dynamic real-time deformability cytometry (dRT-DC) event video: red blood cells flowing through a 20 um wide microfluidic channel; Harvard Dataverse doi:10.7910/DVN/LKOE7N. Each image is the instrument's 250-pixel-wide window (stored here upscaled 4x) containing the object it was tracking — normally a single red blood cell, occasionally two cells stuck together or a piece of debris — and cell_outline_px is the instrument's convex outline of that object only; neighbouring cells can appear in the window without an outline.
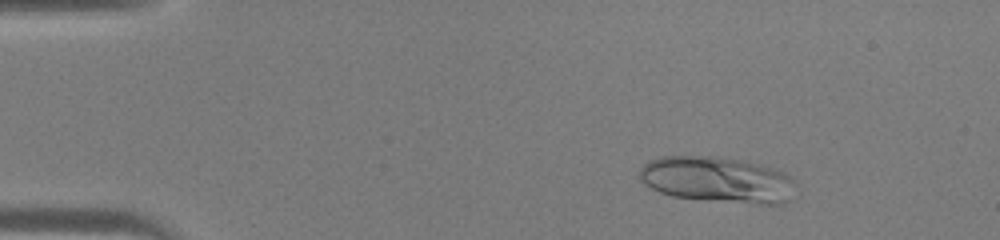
{"species": "human", "species_latin": "Homo sapiens", "temperature_condition": "warm", "stored_images_in_passage": 44, "camera_frame_rate_fps": 3000, "um_per_image_px": 0.085, "donor": {"sex": "male"}, "frame": {"image": 1, "passage_image": 6, "time_ms": 1.667, "image_size_px": [1000, 240], "cell_outline_px": [[796, 184], [788, 200], [784, 204], [760, 204], [672, 196], [660, 192], [644, 184], [640, 180], [640, 168], [648, 160], [660, 156], [716, 156], [740, 160], [760, 164], [784, 172]], "centroid_in_image_um": [60.95, 15.26], "position_along_channel_um": 24.0, "area_um2": 41.62}}
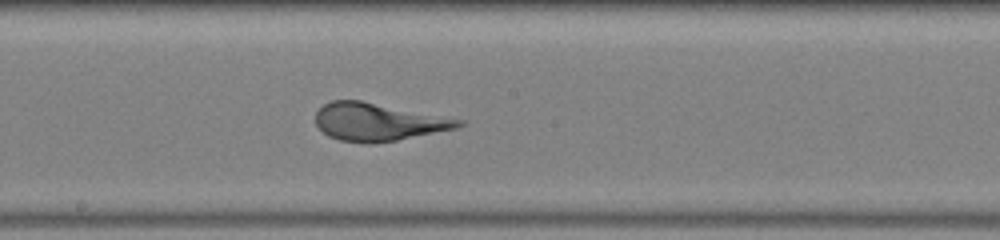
{"frame": {"image": 2, "passage_image": 24, "time_ms": 7.667, "image_size_px": [1000, 240], "cell_outline_px": [[464, 124], [456, 128], [396, 140], [368, 144], [340, 140], [328, 136], [316, 124], [316, 112], [324, 104], [332, 100], [360, 100], [464, 120]], "centroid_in_image_um": [32.11, 10.36], "position_along_channel_um": 216.1, "area_um2": 31.04}}
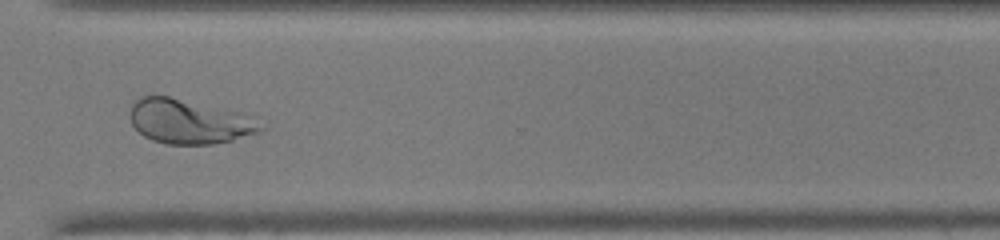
{"frame": {"image": 3, "passage_image": 33, "time_ms": 10.667, "image_size_px": [1000, 240], "cell_outline_px": [[268, 128], [260, 132], [232, 140], [212, 144], [168, 144], [152, 140], [144, 136], [132, 124], [128, 116], [128, 112], [132, 104], [140, 96], [168, 96], [256, 116]], "centroid_in_image_um": [16.12, 10.33], "position_along_channel_um": 354.5, "area_um2": 34.16}}